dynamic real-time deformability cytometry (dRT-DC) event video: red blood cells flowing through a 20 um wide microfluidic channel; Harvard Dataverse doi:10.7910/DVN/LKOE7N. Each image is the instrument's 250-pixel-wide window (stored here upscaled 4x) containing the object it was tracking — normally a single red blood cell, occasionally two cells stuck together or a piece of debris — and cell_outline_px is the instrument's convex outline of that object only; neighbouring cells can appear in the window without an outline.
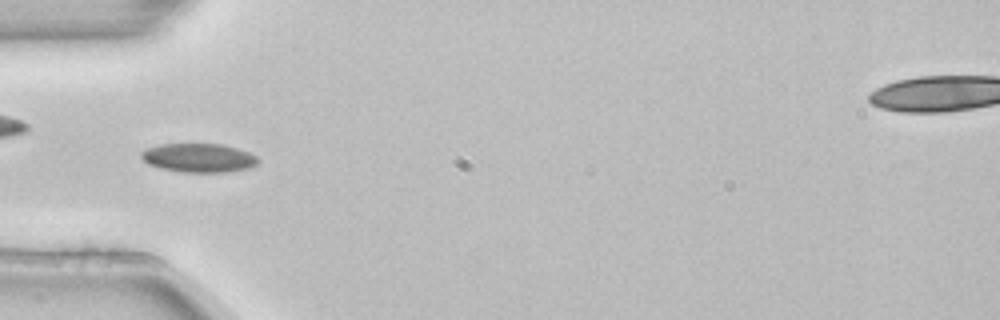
{"species": "common noctule bat (a hibernating species)", "species_latin": "Nyctalus noctula", "temperature_condition": "room temperature", "stored_images_in_passage": 5, "camera_frame_rate_fps": 3000, "um_per_image_px": 0.085, "animal": {"sex": "female", "body_mass_g": 22.7, "forearm_length_mm": 54.2}, "frame": {"image": 1, "passage_image": 4, "time_ms": 1.0, "image_size_px": [1000, 320], "cell_outline_px": [[260, 160], [256, 164], [248, 168], [228, 172], [180, 172], [160, 168], [148, 164], [140, 156], [140, 152], [148, 148], [160, 144], [220, 144], [236, 148], [248, 152], [256, 156]], "centroid_in_image_um": [16.87, 13.42], "position_along_channel_um": 68.1, "area_um2": 19.59}}